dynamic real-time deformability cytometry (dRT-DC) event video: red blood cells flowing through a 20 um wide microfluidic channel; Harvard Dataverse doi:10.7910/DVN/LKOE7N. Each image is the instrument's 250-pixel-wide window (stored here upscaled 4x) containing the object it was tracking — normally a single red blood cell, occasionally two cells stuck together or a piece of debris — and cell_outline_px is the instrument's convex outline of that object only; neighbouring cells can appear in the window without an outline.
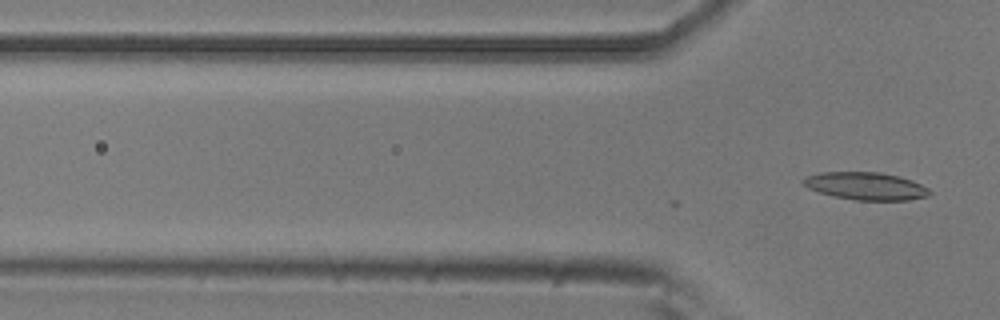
{"species": "common noctule bat (a hibernating species)", "species_latin": "Nyctalus noctula", "temperature_condition": "room temperature", "stored_images_in_passage": 4, "camera_frame_rate_fps": 3000, "um_per_image_px": 0.085, "animal": {"sex": "male", "body_mass_g": 20.5, "forearm_length_mm": 52.5}, "frame": {"image": 1, "passage_image": 4, "time_ms": 1.0, "image_size_px": [1000, 320], "cell_outline_px": [[932, 192], [928, 196], [908, 200], [856, 200], [832, 196], [808, 188], [800, 180], [804, 176], [820, 172], [880, 172], [900, 176], [912, 180], [928, 188]], "centroid_in_image_um": [73.58, 15.8], "position_along_channel_um": 52.2, "area_um2": 20.46}}